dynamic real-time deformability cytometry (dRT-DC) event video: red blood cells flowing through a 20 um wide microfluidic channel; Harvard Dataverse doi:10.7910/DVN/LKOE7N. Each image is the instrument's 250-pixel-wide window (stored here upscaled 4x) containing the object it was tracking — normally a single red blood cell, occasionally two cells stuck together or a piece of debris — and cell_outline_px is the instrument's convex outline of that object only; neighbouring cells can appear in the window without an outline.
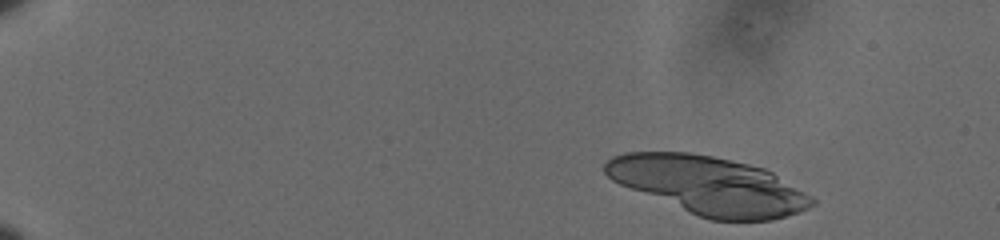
{"species": "human", "species_latin": "Homo sapiens", "temperature_condition": "cold", "stored_images_in_passage": 18, "camera_frame_rate_fps": 3000, "um_per_image_px": 0.085, "donor": {"sex": "male"}, "frame": {"image": 1, "passage_image": 2, "time_ms": 0.333, "image_size_px": [1000, 240], "cell_outline_px": [[816, 204], [808, 208], [772, 220], [712, 220], [700, 216], [620, 184], [612, 180], [604, 172], [604, 164], [612, 156], [624, 152], [692, 152], [712, 156], [748, 164], [764, 168], [772, 172], [812, 196], [816, 200]], "centroid_in_image_um": [60.24, 15.74], "position_along_channel_um": 24.8, "area_um2": 69.07}}